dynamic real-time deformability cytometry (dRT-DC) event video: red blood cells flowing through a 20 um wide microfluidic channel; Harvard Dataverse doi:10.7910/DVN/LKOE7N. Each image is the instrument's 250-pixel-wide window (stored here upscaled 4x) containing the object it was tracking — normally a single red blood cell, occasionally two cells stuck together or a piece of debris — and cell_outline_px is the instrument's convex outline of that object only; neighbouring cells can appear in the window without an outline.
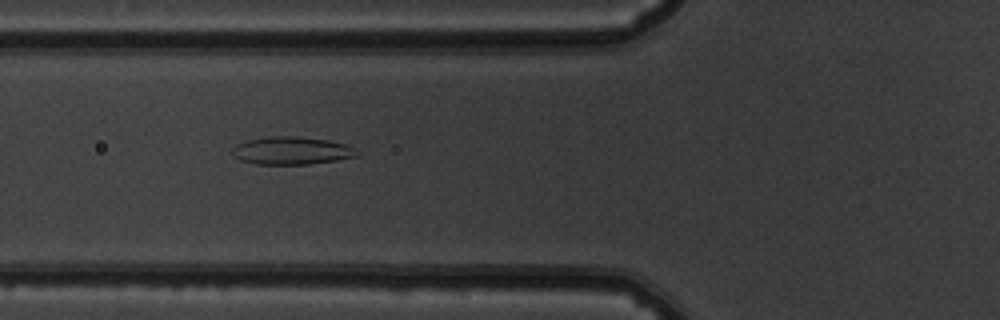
{"species": "common noctule bat (a hibernating species)", "species_latin": "Nyctalus noctula", "temperature_condition": "warm", "stored_images_in_passage": 43, "camera_frame_rate_fps": 3000, "um_per_image_px": 0.085, "animal": {"sex": "male", "body_mass_g": 19.5, "forearm_length_mm": 54.6}, "frame": {"image": 1, "passage_image": 10, "time_ms": 3.0, "image_size_px": [1000, 320], "cell_outline_px": [[360, 156], [336, 160], [308, 164], [256, 164], [240, 160], [232, 152], [232, 148], [236, 144], [248, 140], [268, 136], [296, 136], [328, 140], [344, 144], [356, 148], [360, 152]], "centroid_in_image_um": [24.82, 12.8], "position_along_channel_um": 101.0, "area_um2": 20.23}}
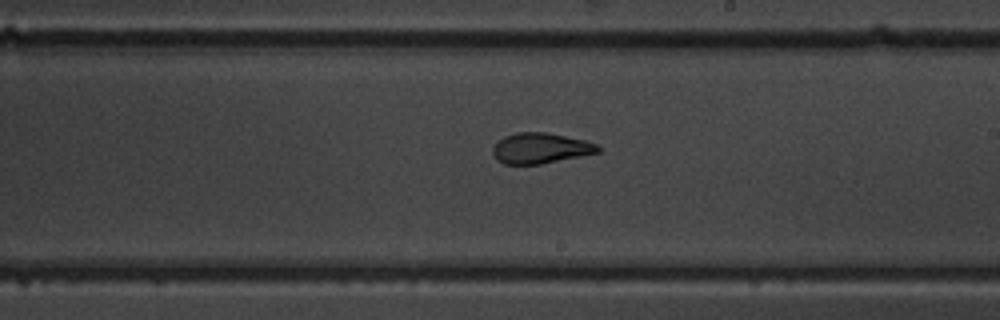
{"frame": {"image": 2, "passage_image": 21, "time_ms": 6.667, "image_size_px": [1000, 320], "cell_outline_px": [[600, 152], [540, 164], [504, 164], [496, 160], [492, 152], [492, 148], [504, 136], [516, 132], [544, 132], [584, 140], [596, 144], [600, 148]], "centroid_in_image_um": [45.91, 12.6], "position_along_channel_um": 243.1, "area_um2": 18.55}}
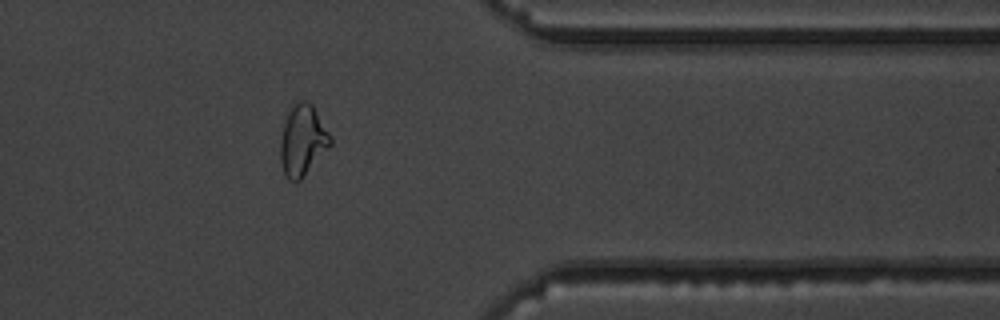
{"frame": {"image": 3, "passage_image": 33, "time_ms": 10.667, "image_size_px": [1000, 320], "cell_outline_px": [[332, 144], [300, 180], [296, 184], [288, 180], [284, 176], [280, 160], [280, 140], [284, 124], [288, 112], [300, 100], [308, 100], [312, 104], [328, 132], [332, 140]], "centroid_in_image_um": [25.7, 11.98], "position_along_channel_um": 385.7, "area_um2": 20.52}, "authors_computed_cell_mechanics": {"area_um2": 20.23, "velocity_mm_per_s": 3.8804, "shape_relaxation_time_tau1_ms": null, "shape_relaxation_time_tau2_ms": 1.504, "deformation_change_tau1": null, "deformation_change_tau2": 0.0854}}